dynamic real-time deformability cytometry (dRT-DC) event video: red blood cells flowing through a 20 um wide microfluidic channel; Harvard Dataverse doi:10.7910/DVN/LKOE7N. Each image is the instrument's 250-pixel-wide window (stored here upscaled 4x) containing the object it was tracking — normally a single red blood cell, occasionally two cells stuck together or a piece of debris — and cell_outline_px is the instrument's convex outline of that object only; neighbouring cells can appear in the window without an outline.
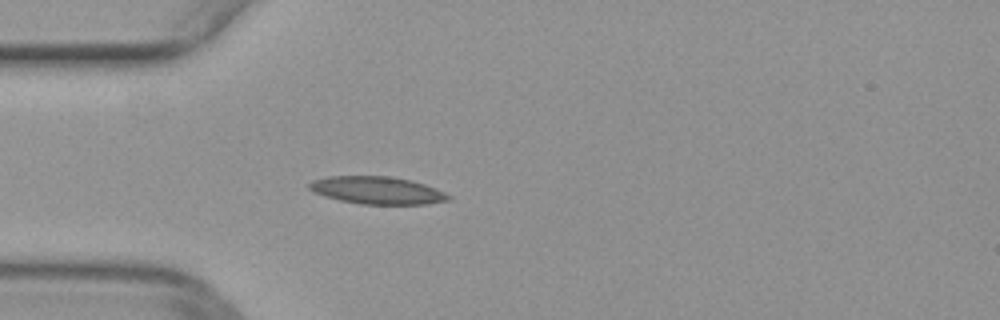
{"species": "common noctule bat (a hibernating species)", "species_latin": "Nyctalus noctula", "temperature_condition": "warm", "stored_images_in_passage": 22, "camera_frame_rate_fps": 3000, "um_per_image_px": 0.085, "animal": {"sex": "female", "body_mass_g": 29.2, "forearm_length_mm": 56.3}, "frame": {"image": 1, "passage_image": 14, "time_ms": 4.333, "image_size_px": [1000, 320], "cell_outline_px": [[452, 200], [424, 204], [360, 204], [340, 200], [324, 196], [312, 192], [308, 188], [308, 184], [312, 180], [328, 176], [392, 176], [424, 184], [436, 188], [452, 196]], "centroid_in_image_um": [32.05, 16.18], "position_along_channel_um": 53.0, "area_um2": 22.43}}
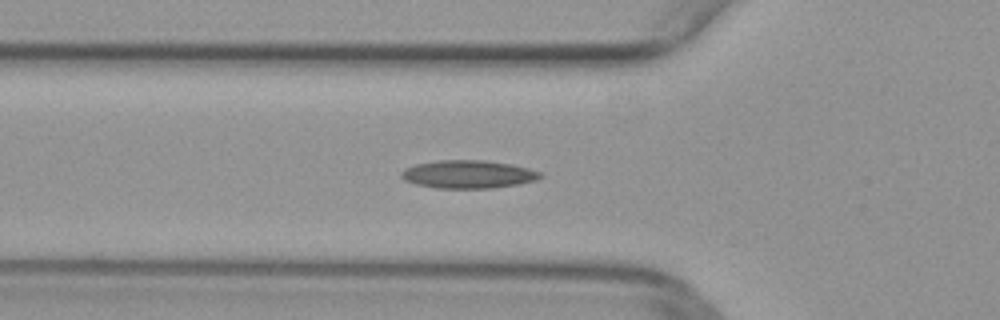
{"frame": {"image": 2, "passage_image": 17, "time_ms": 5.333, "image_size_px": [1000, 320], "cell_outline_px": [[544, 176], [536, 180], [520, 184], [492, 188], [436, 188], [416, 184], [404, 180], [400, 176], [400, 172], [404, 168], [416, 164], [440, 160], [484, 160], [512, 164], [528, 168], [540, 172]], "centroid_in_image_um": [39.8, 14.81], "position_along_channel_um": 86.0, "area_um2": 22.83}}
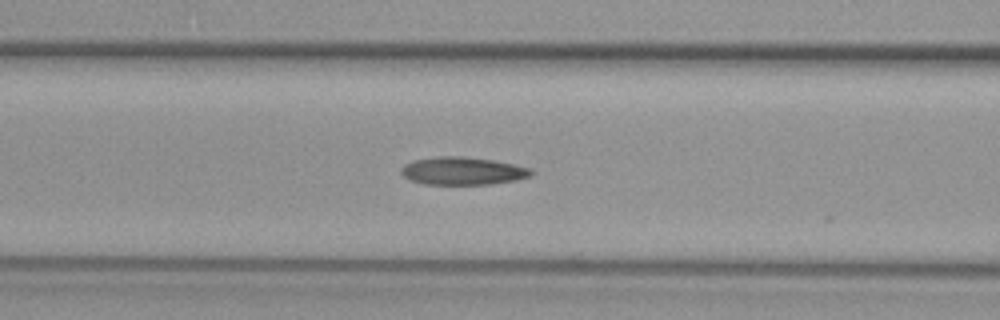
{"frame": {"image": 3, "passage_image": 20, "time_ms": 6.333, "image_size_px": [1000, 320], "cell_outline_px": [[536, 172], [532, 176], [516, 180], [492, 184], [424, 184], [412, 180], [404, 176], [400, 172], [400, 168], [404, 164], [412, 160], [440, 156], [464, 156], [492, 160], [532, 168]], "centroid_in_image_um": [39.35, 14.52], "position_along_channel_um": 127.2, "area_um2": 21.21}}